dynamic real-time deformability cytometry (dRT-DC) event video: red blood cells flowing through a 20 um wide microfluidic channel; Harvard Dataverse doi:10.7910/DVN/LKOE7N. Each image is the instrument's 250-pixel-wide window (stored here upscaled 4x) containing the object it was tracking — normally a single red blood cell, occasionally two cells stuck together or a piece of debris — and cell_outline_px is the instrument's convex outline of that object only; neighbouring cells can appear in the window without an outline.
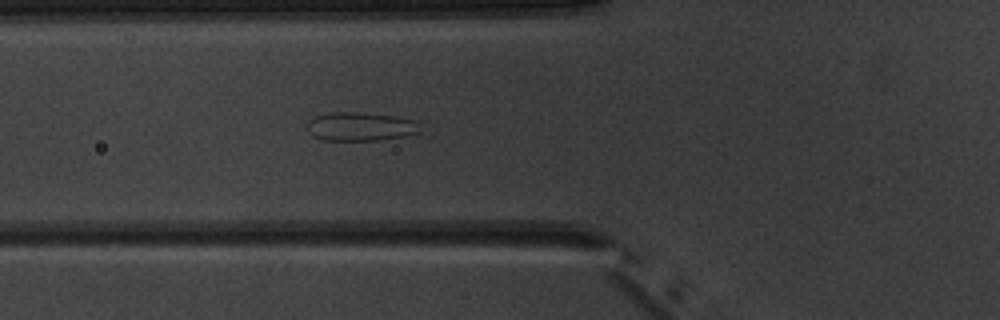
{"species": "common noctule bat (a hibernating species)", "species_latin": "Nyctalus noctula", "temperature_condition": "warm", "stored_images_in_passage": 4, "camera_frame_rate_fps": 3000, "um_per_image_px": 0.085, "animal": {"sex": "male", "body_mass_g": 20.1, "forearm_length_mm": 53.5}, "frame": {"image": 1, "passage_image": 4, "time_ms": 3.333, "image_size_px": [1000, 320], "cell_outline_px": [[420, 132], [404, 136], [380, 140], [324, 140], [312, 136], [308, 132], [308, 120], [316, 116], [332, 112], [356, 112], [392, 116], [416, 120]], "centroid_in_image_um": [30.61, 10.76], "position_along_channel_um": 95.2, "area_um2": 18.73}}